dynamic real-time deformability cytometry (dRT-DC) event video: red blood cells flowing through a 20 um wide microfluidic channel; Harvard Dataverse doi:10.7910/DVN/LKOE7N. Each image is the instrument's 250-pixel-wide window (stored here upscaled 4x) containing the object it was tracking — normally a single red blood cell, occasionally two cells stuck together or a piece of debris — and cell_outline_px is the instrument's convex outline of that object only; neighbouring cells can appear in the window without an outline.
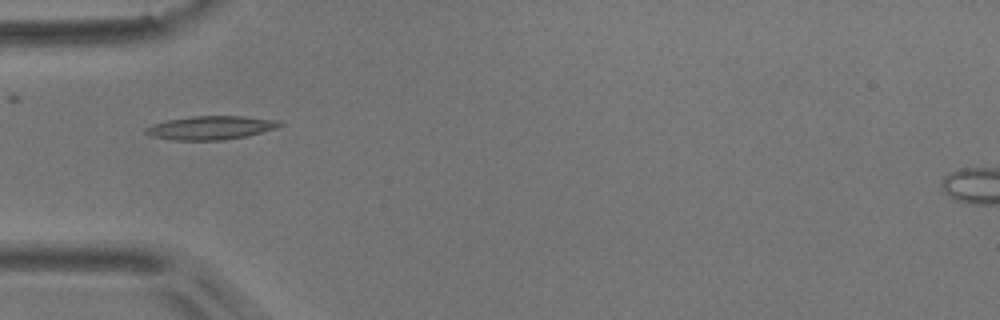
{"species": "common noctule bat (a hibernating species)", "species_latin": "Nyctalus noctula", "temperature_condition": "room temperature", "stored_images_in_passage": 32, "camera_frame_rate_fps": 3000, "um_per_image_px": 0.085, "animal": {"sex": "male", "body_mass_g": 17.9}, "frame": {"image": 1, "passage_image": 1, "time_ms": 0.0, "image_size_px": [1000, 320], "cell_outline_px": [[284, 124], [276, 128], [244, 136], [224, 140], [176, 140], [152, 136], [144, 132], [144, 128], [152, 124], [168, 120], [192, 116], [244, 116], [272, 120]], "centroid_in_image_um": [17.85, 10.86], "position_along_channel_um": 67.1, "area_um2": 18.09}}
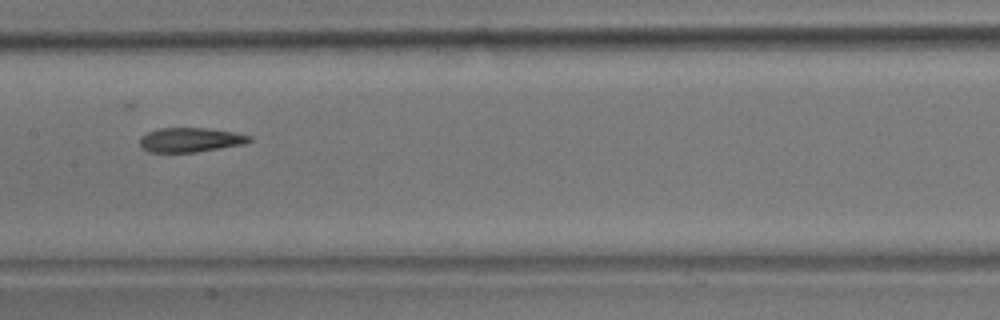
{"frame": {"image": 2, "passage_image": 11, "time_ms": 3.333, "image_size_px": [1000, 320], "cell_outline_px": [[252, 140], [244, 144], [196, 152], [148, 152], [140, 148], [140, 136], [148, 132], [160, 128], [208, 128], [232, 132], [252, 136]], "centroid_in_image_um": [16.15, 11.89], "position_along_channel_um": 191.2, "area_um2": 15.61}}
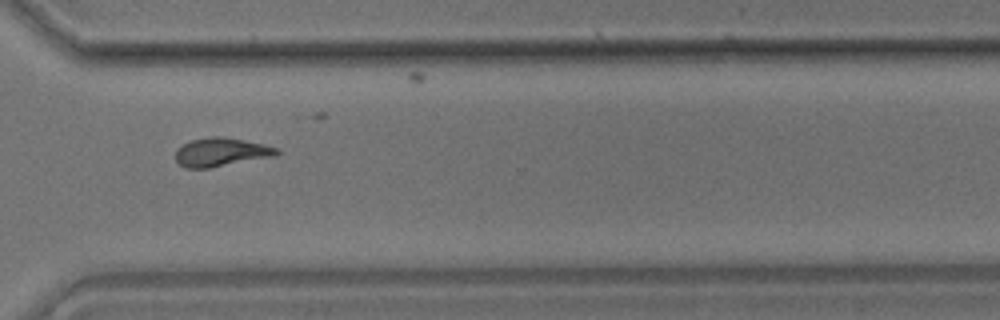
{"frame": {"image": 3, "passage_image": 24, "time_ms": 7.667, "image_size_px": [1000, 320], "cell_outline_px": [[280, 152], [276, 156], [208, 168], [184, 168], [176, 160], [176, 148], [192, 140], [212, 136], [220, 136], [244, 140], [264, 144], [280, 148]], "centroid_in_image_um": [18.82, 12.93], "position_along_channel_um": 351.8, "area_um2": 16.88}, "authors_computed_cell_mechanics": {"area_um2": 16.4441, "velocity_mm_per_s": 3.7132, "shape_relaxation_time_tau1_ms": 7.7467, "shape_relaxation_time_tau2_ms": 2.5629, "deformation_change_tau1": 0.209, "deformation_change_tau2": 0.1078}}